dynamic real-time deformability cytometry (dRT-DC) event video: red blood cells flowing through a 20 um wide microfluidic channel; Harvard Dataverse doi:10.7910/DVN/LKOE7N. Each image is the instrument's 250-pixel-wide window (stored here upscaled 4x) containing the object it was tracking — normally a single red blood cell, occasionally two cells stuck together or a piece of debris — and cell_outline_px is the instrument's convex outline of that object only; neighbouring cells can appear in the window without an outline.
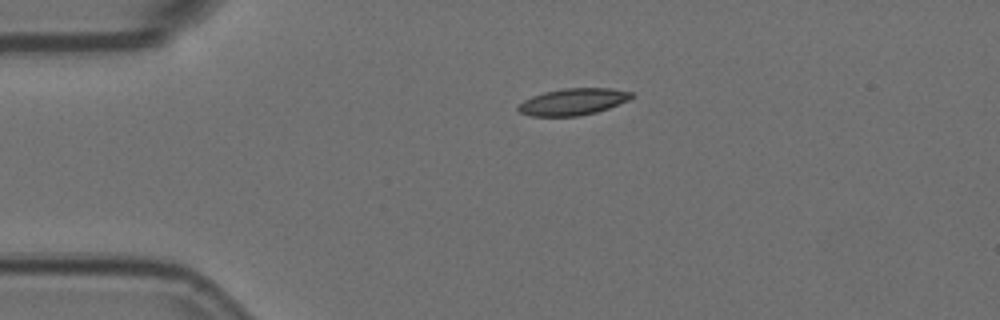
{"species": "Egyptian fruit bat (a non-hibernating species)", "species_latin": "Rousettus aegyptiacus", "temperature_condition": "room temperature", "stored_images_in_passage": 3, "camera_frame_rate_fps": 3000, "um_per_image_px": 0.085, "animal": {"sex": "female"}, "frame": {"image": 1, "passage_image": 3, "time_ms": 0.667, "image_size_px": [1000, 320], "cell_outline_px": [[636, 96], [628, 100], [608, 108], [596, 112], [580, 116], [532, 116], [520, 112], [516, 108], [516, 104], [532, 96], [544, 92], [564, 88], [612, 88], [632, 92]], "centroid_in_image_um": [48.7, 8.64], "position_along_channel_um": 36.3, "area_um2": 17.74}}